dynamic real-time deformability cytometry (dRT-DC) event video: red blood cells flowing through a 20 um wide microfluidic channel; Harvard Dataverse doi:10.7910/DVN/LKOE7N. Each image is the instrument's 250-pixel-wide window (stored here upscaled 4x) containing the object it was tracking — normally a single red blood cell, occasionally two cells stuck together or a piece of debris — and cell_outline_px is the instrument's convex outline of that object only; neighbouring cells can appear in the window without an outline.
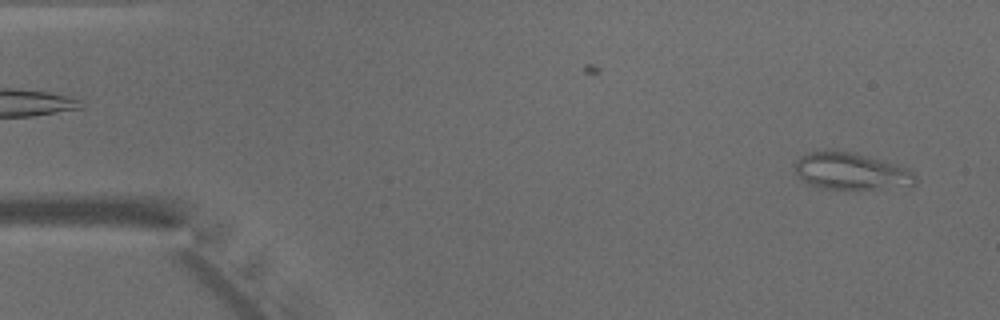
{"species": "common noctule bat (a hibernating species)", "species_latin": "Nyctalus noctula", "temperature_condition": "warm", "stored_images_in_passage": 46, "camera_frame_rate_fps": 3000, "um_per_image_px": 0.085, "animal": {"sex": "male", "body_mass_g": 15.6}, "frame": {"image": 1, "passage_image": 2, "time_ms": 0.333, "image_size_px": [1000, 320], "cell_outline_px": [[916, 184], [872, 188], [820, 188], [808, 184], [796, 172], [792, 164], [800, 156], [808, 152], [824, 148], [836, 148], [856, 152], [908, 168], [916, 176]], "centroid_in_image_um": [72.24, 14.48], "position_along_channel_um": 12.8, "area_um2": 26.13}}
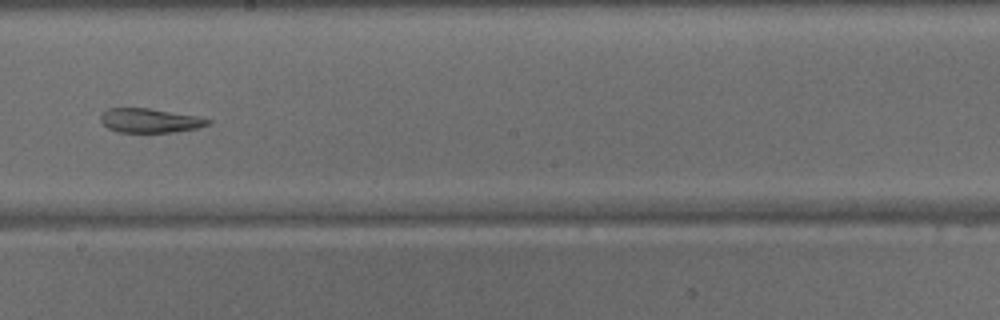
{"frame": {"image": 2, "passage_image": 26, "time_ms": 8.333, "image_size_px": [1000, 320], "cell_outline_px": [[212, 124], [196, 128], [172, 132], [116, 132], [108, 128], [100, 120], [100, 116], [108, 108], [148, 108], [196, 116], [212, 120]], "centroid_in_image_um": [12.74, 10.25], "position_along_channel_um": 235.5, "area_um2": 15.03}}
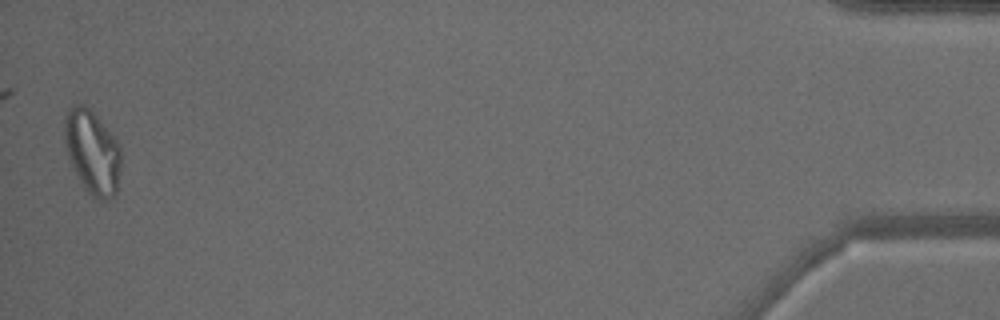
{"frame": {"image": 3, "passage_image": 46, "time_ms": 15.0, "image_size_px": [1000, 320], "cell_outline_px": [[120, 168], [116, 192], [112, 196], [104, 200], [96, 200], [84, 188], [68, 156], [64, 144], [64, 116], [68, 108], [72, 104], [84, 104], [96, 116], [120, 144]], "centroid_in_image_um": [7.82, 12.9], "position_along_channel_um": 427.4, "area_um2": 27.46}}